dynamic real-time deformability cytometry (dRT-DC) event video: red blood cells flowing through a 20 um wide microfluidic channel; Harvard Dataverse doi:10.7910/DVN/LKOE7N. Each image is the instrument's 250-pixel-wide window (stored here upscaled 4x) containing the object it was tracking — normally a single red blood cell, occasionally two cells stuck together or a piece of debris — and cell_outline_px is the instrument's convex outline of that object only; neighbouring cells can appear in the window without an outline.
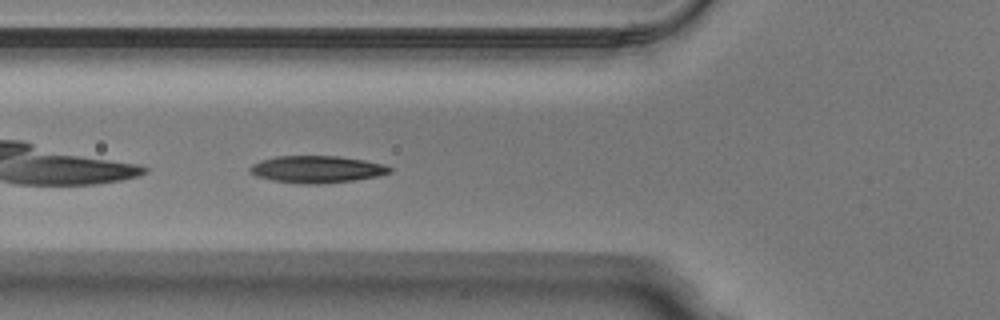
{"species": "Egyptian fruit bat (a non-hibernating species)", "species_latin": "Rousettus aegyptiacus", "temperature_condition": "warm", "stored_images_in_passage": 36, "camera_frame_rate_fps": 3000, "um_per_image_px": 0.085, "animal": {"sex": "male"}, "frame": {"image": 1, "passage_image": 3, "time_ms": 0.667, "image_size_px": [1000, 320], "cell_outline_px": [[392, 172], [376, 176], [356, 180], [320, 184], [304, 184], [272, 180], [256, 176], [248, 172], [248, 168], [252, 164], [260, 160], [276, 156], [340, 156], [364, 160], [384, 164], [392, 168]], "centroid_in_image_um": [26.91, 14.39], "position_along_channel_um": 98.9, "area_um2": 22.2}}
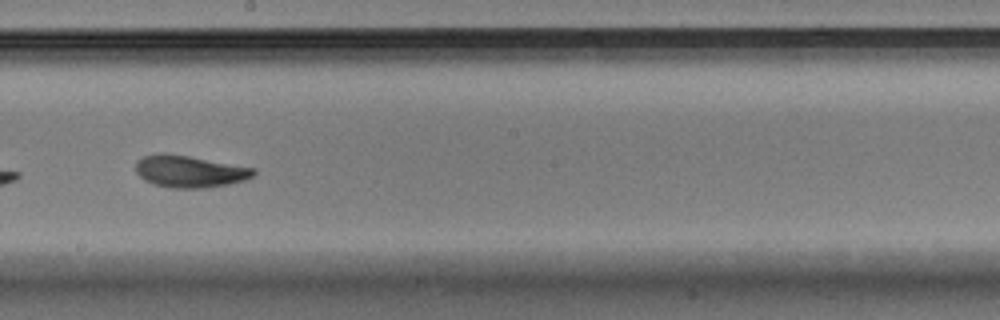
{"frame": {"image": 2, "passage_image": 13, "time_ms": 4.0, "image_size_px": [1000, 320], "cell_outline_px": [[256, 172], [252, 176], [244, 180], [228, 184], [208, 188], [168, 188], [152, 184], [144, 180], [136, 172], [136, 160], [144, 156], [188, 156], [256, 168]], "centroid_in_image_um": [16.15, 14.62], "position_along_channel_um": 232.0, "area_um2": 21.44}}
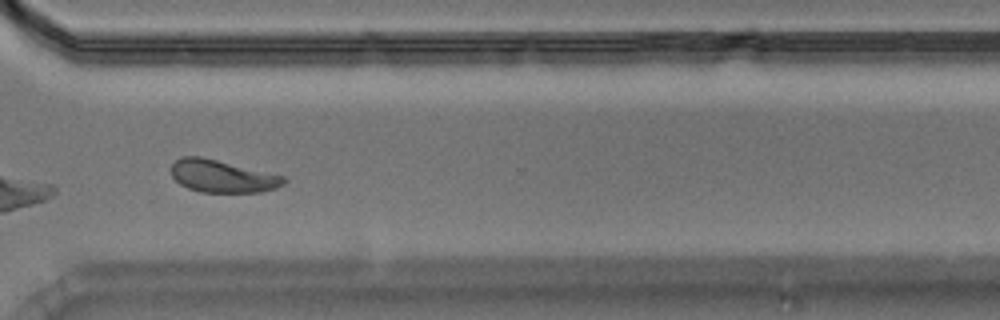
{"frame": {"image": 3, "passage_image": 22, "time_ms": 7.0, "image_size_px": [1000, 320], "cell_outline_px": [[288, 180], [284, 184], [276, 188], [260, 192], [200, 192], [188, 188], [180, 184], [172, 176], [172, 164], [180, 156], [200, 156], [284, 176]], "centroid_in_image_um": [18.89, 14.98], "position_along_channel_um": 351.7, "area_um2": 21.15}}